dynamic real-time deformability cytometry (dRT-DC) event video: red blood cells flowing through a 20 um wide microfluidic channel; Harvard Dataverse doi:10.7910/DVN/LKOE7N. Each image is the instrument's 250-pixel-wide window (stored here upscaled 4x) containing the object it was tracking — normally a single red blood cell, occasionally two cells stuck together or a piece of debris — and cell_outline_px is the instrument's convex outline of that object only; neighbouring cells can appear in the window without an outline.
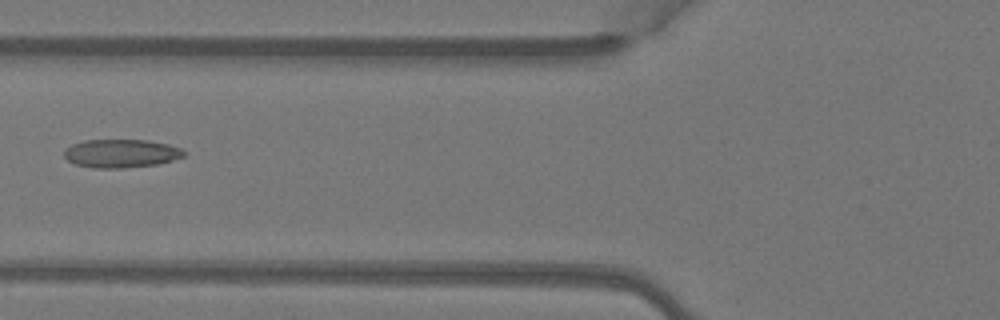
{"species": "Egyptian fruit bat (a non-hibernating species)", "species_latin": "Rousettus aegyptiacus", "temperature_condition": "warm", "stored_images_in_passage": 4, "camera_frame_rate_fps": 3000, "um_per_image_px": 0.085, "animal": {"sex": "female"}, "frame": {"image": 1, "passage_image": 4, "time_ms": 1.0, "image_size_px": [1000, 320], "cell_outline_px": [[184, 156], [172, 160], [156, 164], [124, 168], [92, 168], [76, 164], [68, 160], [64, 156], [64, 148], [72, 144], [84, 140], [148, 140], [168, 144], [180, 148], [184, 152]], "centroid_in_image_um": [10.25, 13.04], "position_along_channel_um": 115.5, "area_um2": 19.77}}